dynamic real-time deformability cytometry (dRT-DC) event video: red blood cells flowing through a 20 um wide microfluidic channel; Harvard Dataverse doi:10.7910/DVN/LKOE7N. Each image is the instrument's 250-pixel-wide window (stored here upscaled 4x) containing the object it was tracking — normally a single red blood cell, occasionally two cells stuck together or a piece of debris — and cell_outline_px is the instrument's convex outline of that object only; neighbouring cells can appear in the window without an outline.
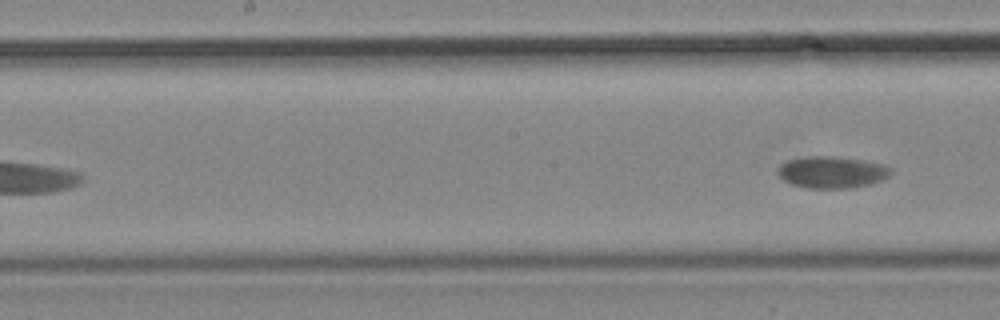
{"species": "common noctule bat (a hibernating species)", "species_latin": "Nyctalus noctula", "temperature_condition": "cold", "stored_images_in_passage": 15, "camera_frame_rate_fps": 3000, "um_per_image_px": 0.085, "animal": {"sex": "male", "body_mass_g": 19.2, "forearm_length_mm": 51.8}, "frame": {"image": 1, "passage_image": 15, "time_ms": 18.333, "image_size_px": [1000, 320], "cell_outline_px": [[892, 172], [888, 176], [872, 184], [852, 188], [808, 188], [792, 184], [784, 180], [780, 176], [780, 164], [788, 160], [808, 156], [832, 156], [864, 160], [884, 164], [892, 168]], "centroid_in_image_um": [70.76, 14.63], "position_along_channel_um": 177.4, "area_um2": 20.87}}